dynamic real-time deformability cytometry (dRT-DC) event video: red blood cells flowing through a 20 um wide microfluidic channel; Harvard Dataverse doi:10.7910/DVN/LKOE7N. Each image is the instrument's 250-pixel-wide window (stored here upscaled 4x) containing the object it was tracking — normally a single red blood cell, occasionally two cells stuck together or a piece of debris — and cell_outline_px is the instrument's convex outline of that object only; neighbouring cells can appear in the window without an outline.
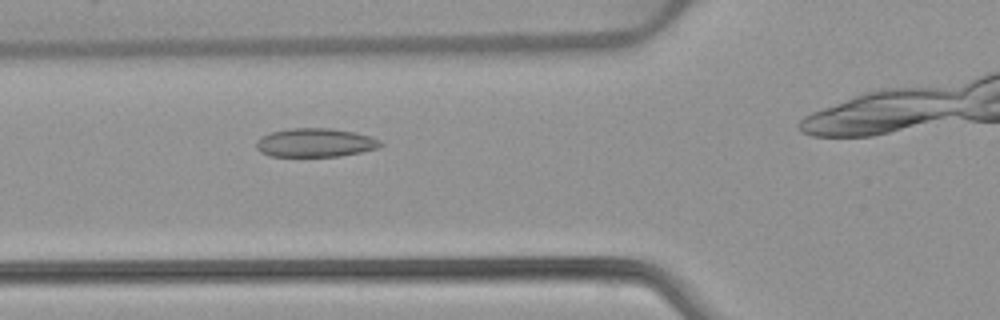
{"species": "common noctule bat (a hibernating species)", "species_latin": "Nyctalus noctula", "temperature_condition": "warm", "stored_images_in_passage": 30, "camera_frame_rate_fps": 3000, "um_per_image_px": 0.085, "animal": {"sex": "female", "body_mass_g": 22.7, "forearm_length_mm": 54.2}, "frame": {"image": 1, "passage_image": 7, "time_ms": 2.0, "image_size_px": [1000, 320], "cell_outline_px": [[384, 144], [376, 148], [360, 152], [340, 156], [268, 156], [260, 152], [256, 148], [256, 140], [272, 132], [292, 128], [332, 128], [356, 132], [372, 136], [380, 140]], "centroid_in_image_um": [26.81, 12.12], "position_along_channel_um": 99.0, "area_um2": 20.81}}
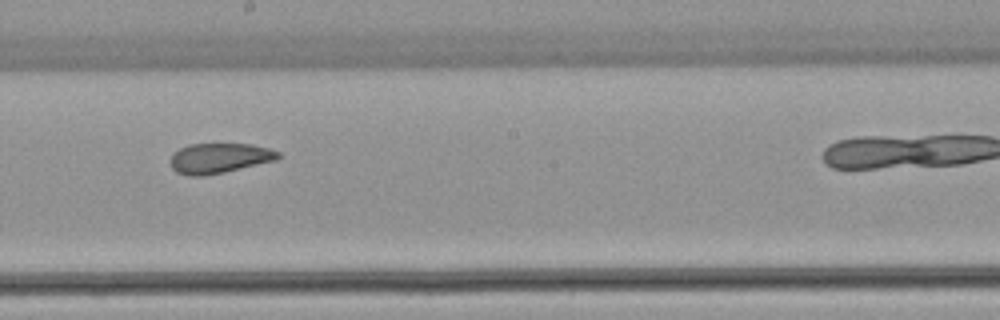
{"frame": {"image": 2, "passage_image": 17, "time_ms": 5.333, "image_size_px": [1000, 320], "cell_outline_px": [[280, 156], [276, 160], [224, 172], [204, 176], [188, 176], [176, 172], [172, 168], [168, 160], [180, 148], [188, 144], [252, 144], [268, 148], [280, 152]], "centroid_in_image_um": [18.62, 13.45], "position_along_channel_um": 229.6, "area_um2": 18.9}}
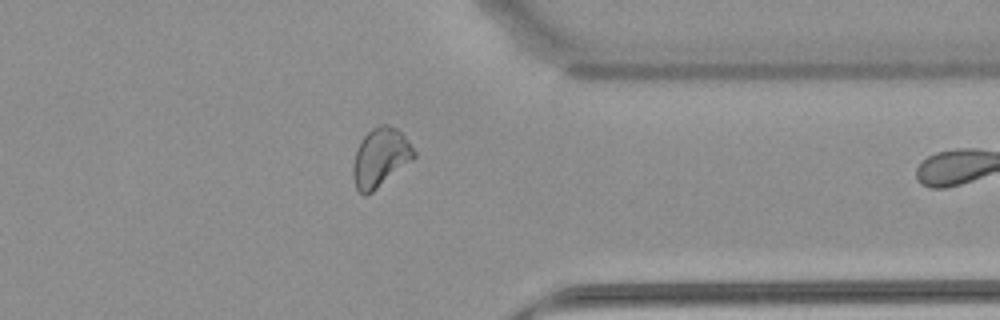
{"frame": {"image": 3, "passage_image": 29, "time_ms": 9.333, "image_size_px": [1000, 320], "cell_outline_px": [[416, 156], [412, 160], [372, 192], [364, 196], [356, 188], [352, 176], [352, 168], [356, 152], [360, 140], [372, 128], [380, 124], [388, 124], [396, 128], [408, 140], [416, 152]], "centroid_in_image_um": [32.32, 13.38], "position_along_channel_um": 379.1, "area_um2": 20.75}}